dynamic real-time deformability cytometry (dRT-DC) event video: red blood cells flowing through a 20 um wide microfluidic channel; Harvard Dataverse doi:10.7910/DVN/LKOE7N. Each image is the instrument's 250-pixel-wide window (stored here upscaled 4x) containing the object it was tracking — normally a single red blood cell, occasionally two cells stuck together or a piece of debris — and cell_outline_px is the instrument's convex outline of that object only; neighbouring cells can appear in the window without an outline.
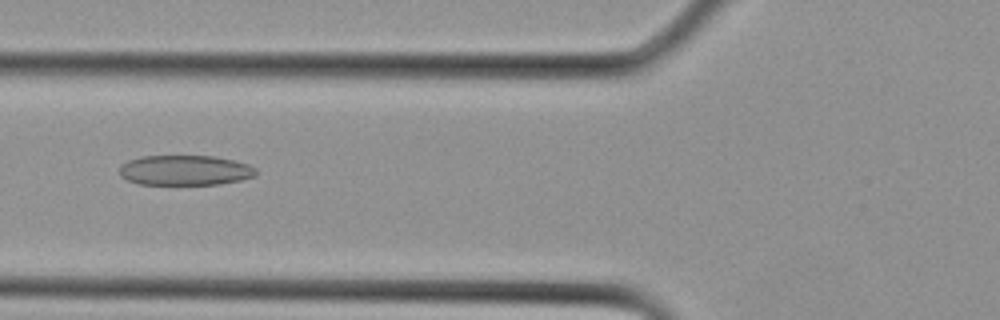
{"species": "Egyptian fruit bat (a non-hibernating species)", "species_latin": "Rousettus aegyptiacus", "temperature_condition": "cold", "stored_images_in_passage": 6, "camera_frame_rate_fps": 3000, "um_per_image_px": 0.085, "animal": {"sex": "female"}, "frame": {"image": 1, "passage_image": 3, "time_ms": 0.667, "image_size_px": [1000, 320], "cell_outline_px": [[256, 176], [240, 180], [220, 184], [140, 184], [128, 180], [120, 176], [120, 164], [128, 160], [140, 156], [212, 156], [232, 160], [248, 164], [256, 168]], "centroid_in_image_um": [15.71, 14.47], "position_along_channel_um": 110.1, "area_um2": 23.93}}
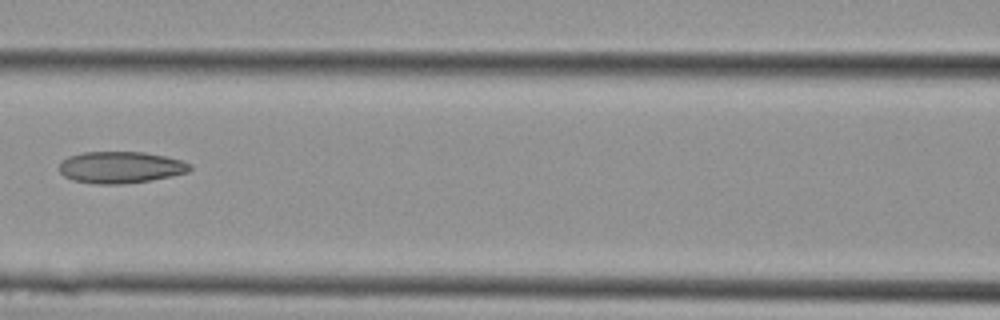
{"frame": {"image": 2, "passage_image": 5, "time_ms": 1.333, "image_size_px": [1000, 320], "cell_outline_px": [[192, 168], [188, 172], [148, 180], [120, 184], [96, 184], [72, 180], [64, 176], [60, 172], [60, 164], [68, 156], [84, 152], [144, 152], [164, 156], [180, 160], [192, 164]], "centroid_in_image_um": [10.23, 14.22], "position_along_channel_um": 156.4, "area_um2": 23.87}}